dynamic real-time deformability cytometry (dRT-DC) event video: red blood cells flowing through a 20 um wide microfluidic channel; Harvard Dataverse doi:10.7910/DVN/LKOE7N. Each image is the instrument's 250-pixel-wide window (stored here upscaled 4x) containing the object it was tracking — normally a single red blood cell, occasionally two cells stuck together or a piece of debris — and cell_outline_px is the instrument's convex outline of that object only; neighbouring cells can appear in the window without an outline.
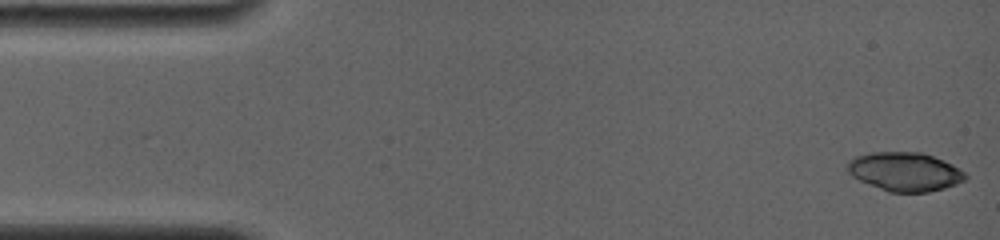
{"species": "common noctule bat (a hibernating species)", "species_latin": "Nyctalus noctula", "temperature_condition": "room temperature", "stored_images_in_passage": 17, "camera_frame_rate_fps": 4000, "um_per_image_px": 0.085, "animal": {"sex": "female", "body_mass_g": 19.0, "forearm_length_mm": 56.7}, "frame": {"image": 1, "passage_image": 1, "time_ms": 0.0, "image_size_px": [1000, 240], "cell_outline_px": [[968, 176], [964, 180], [956, 184], [944, 188], [928, 192], [888, 192], [860, 180], [852, 176], [848, 172], [848, 160], [856, 156], [872, 152], [920, 152], [944, 160], [952, 164], [964, 172]], "centroid_in_image_um": [76.91, 14.59], "position_along_channel_um": 8.1, "area_um2": 26.53}}
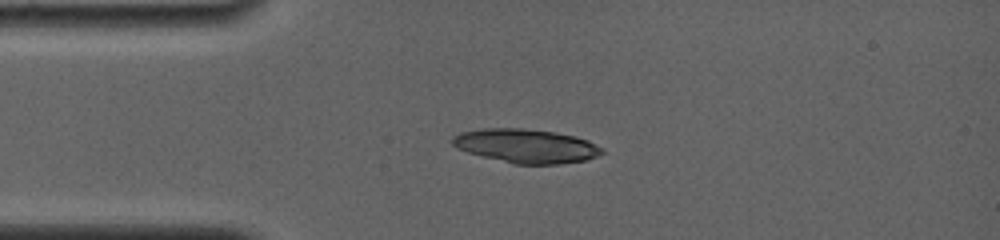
{"frame": {"image": 2, "passage_image": 15, "time_ms": 3.5, "image_size_px": [1000, 240], "cell_outline_px": [[604, 152], [596, 156], [584, 160], [560, 164], [512, 164], [468, 152], [456, 148], [452, 144], [452, 136], [460, 132], [480, 128], [524, 128], [556, 132], [576, 136], [588, 140], [604, 148]], "centroid_in_image_um": [44.71, 12.39], "position_along_channel_um": 40.3, "area_um2": 29.77}}